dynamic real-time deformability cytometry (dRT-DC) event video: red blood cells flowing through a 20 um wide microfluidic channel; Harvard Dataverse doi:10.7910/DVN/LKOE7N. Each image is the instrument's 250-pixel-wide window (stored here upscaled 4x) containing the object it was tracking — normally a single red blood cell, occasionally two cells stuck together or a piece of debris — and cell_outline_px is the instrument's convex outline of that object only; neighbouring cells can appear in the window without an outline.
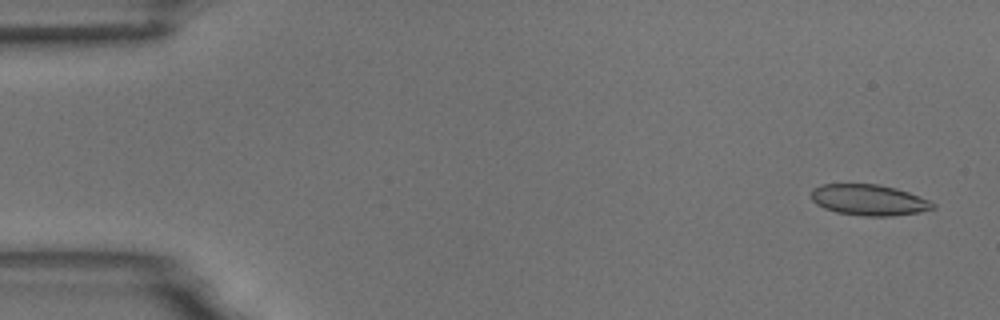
{"species": "common noctule bat (a hibernating species)", "species_latin": "Nyctalus noctula", "temperature_condition": "room temperature", "stored_images_in_passage": 55, "camera_frame_rate_fps": 3000, "um_per_image_px": 0.085, "animal": {"sex": "male", "body_mass_g": 18.8}, "frame": {"image": 1, "passage_image": 3, "time_ms": 0.667, "image_size_px": [1000, 320], "cell_outline_px": [[936, 208], [920, 212], [892, 216], [864, 216], [836, 212], [824, 208], [816, 204], [812, 200], [812, 188], [820, 184], [876, 184], [896, 188], [908, 192], [928, 200], [936, 204]], "centroid_in_image_um": [73.85, 17.0], "position_along_channel_um": 11.1, "area_um2": 21.96}}
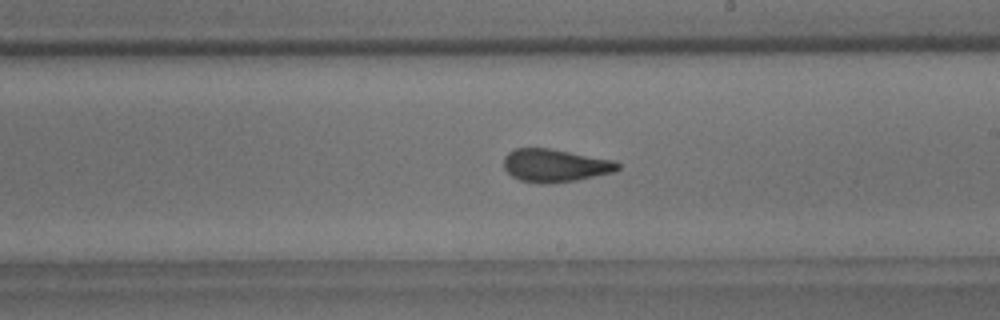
{"frame": {"image": 2, "passage_image": 32, "time_ms": 10.333, "image_size_px": [1000, 320], "cell_outline_px": [[620, 168], [616, 172], [576, 180], [552, 184], [540, 184], [520, 180], [512, 176], [504, 168], [504, 156], [512, 148], [548, 148], [616, 160], [620, 164]], "centroid_in_image_um": [47.2, 14.07], "position_along_channel_um": 241.8, "area_um2": 22.2}}
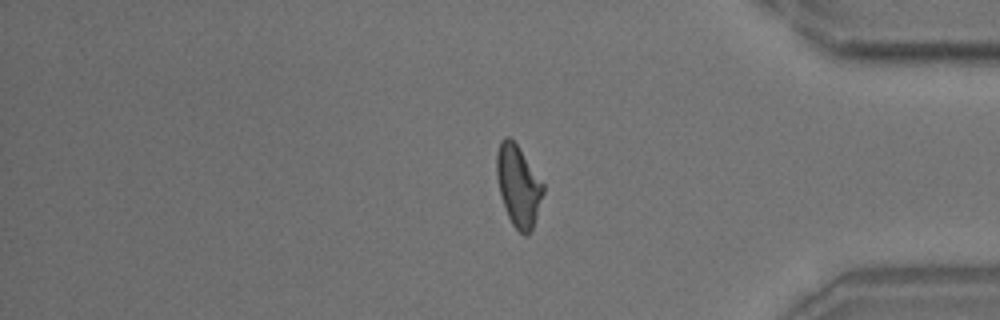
{"frame": {"image": 3, "passage_image": 46, "time_ms": 15.0, "image_size_px": [1000, 320], "cell_outline_px": [[544, 192], [532, 228], [528, 236], [524, 236], [512, 224], [504, 208], [500, 196], [496, 176], [496, 152], [500, 140], [504, 136], [508, 136], [516, 144], [544, 184]], "centroid_in_image_um": [44.03, 15.79], "position_along_channel_um": 391.2, "area_um2": 21.96}, "authors_computed_cell_mechanics": {"area_um2": 21.964, "velocity_mm_per_s": 3.6799, "shape_relaxation_time_tau1_ms": 6.5401, "shape_relaxation_time_tau2_ms": 1.55, "deformation_change_tau1": 0.1656, "deformation_change_tau2": 0.0741}}